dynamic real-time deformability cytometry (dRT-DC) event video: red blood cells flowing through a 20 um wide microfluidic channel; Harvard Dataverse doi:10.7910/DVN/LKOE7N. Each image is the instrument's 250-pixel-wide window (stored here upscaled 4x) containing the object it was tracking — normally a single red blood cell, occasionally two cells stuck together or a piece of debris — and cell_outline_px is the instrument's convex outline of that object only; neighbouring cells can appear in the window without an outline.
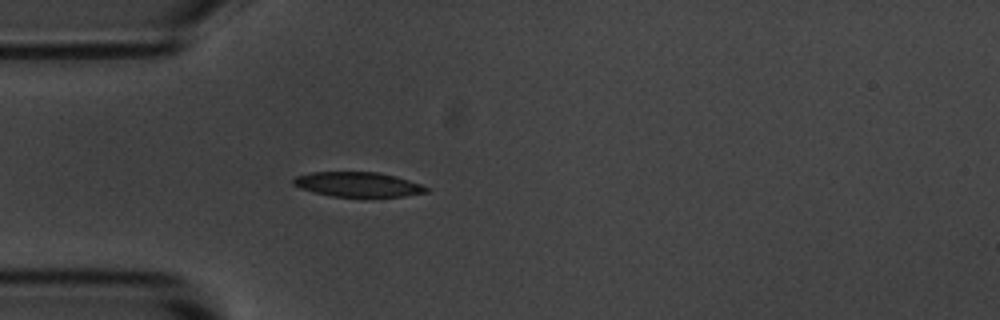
{"species": "common noctule bat (a hibernating species)", "species_latin": "Nyctalus noctula", "temperature_condition": "room temperature", "stored_images_in_passage": 3, "camera_frame_rate_fps": 3000, "um_per_image_px": 0.085, "animal": {"sex": "male", "body_mass_g": 20.1, "forearm_length_mm": 53.5}, "frame": {"image": 1, "passage_image": 3, "time_ms": 0.667, "image_size_px": [1000, 320], "cell_outline_px": [[428, 192], [404, 196], [368, 200], [332, 196], [312, 192], [300, 188], [292, 184], [292, 180], [296, 176], [312, 172], [380, 172], [396, 176], [420, 184], [428, 188]], "centroid_in_image_um": [30.44, 15.72], "position_along_channel_um": 54.6, "area_um2": 20.06}}